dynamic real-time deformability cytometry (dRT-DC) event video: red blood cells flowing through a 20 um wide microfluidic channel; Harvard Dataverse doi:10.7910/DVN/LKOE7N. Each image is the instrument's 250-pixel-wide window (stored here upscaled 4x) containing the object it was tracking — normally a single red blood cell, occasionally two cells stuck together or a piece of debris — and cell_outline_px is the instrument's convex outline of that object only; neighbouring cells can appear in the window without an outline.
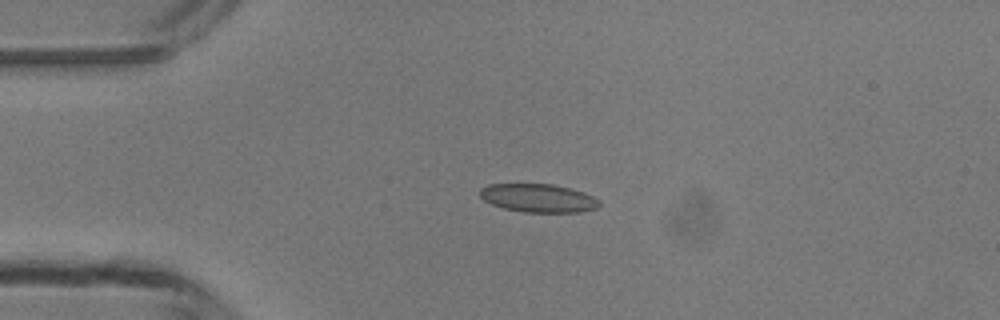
{"species": "common noctule bat (a hibernating species)", "species_latin": "Nyctalus noctula", "temperature_condition": "room temperature", "stored_images_in_passage": 4, "camera_frame_rate_fps": 3000, "um_per_image_px": 0.085, "animal": {"sex": "male", "body_mass_g": 13.3}, "frame": {"image": 1, "passage_image": 3, "time_ms": 3.333, "image_size_px": [1000, 320], "cell_outline_px": [[600, 204], [596, 208], [580, 212], [524, 212], [504, 208], [492, 204], [484, 200], [480, 196], [480, 188], [488, 184], [552, 184], [572, 188], [584, 192], [600, 200]], "centroid_in_image_um": [45.76, 16.83], "position_along_channel_um": 39.2, "area_um2": 19.77}}